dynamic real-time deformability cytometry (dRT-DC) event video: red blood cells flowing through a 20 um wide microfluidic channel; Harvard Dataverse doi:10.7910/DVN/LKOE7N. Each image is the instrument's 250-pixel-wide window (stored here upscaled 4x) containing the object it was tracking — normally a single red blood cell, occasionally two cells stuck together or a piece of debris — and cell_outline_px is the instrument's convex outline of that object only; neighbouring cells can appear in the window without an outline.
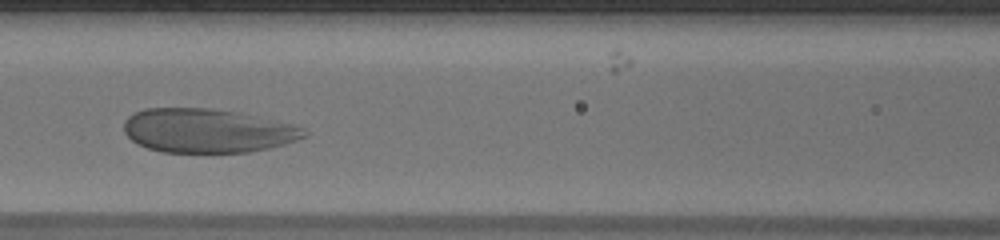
{"species": "human", "species_latin": "Homo sapiens", "temperature_condition": "warm", "stored_images_in_passage": 36, "camera_frame_rate_fps": 3000, "um_per_image_px": 0.085, "donor": {"sex": "male"}, "frame": {"image": 1, "passage_image": 14, "time_ms": 4.333, "image_size_px": [1000, 240], "cell_outline_px": [[308, 132], [304, 136], [296, 140], [284, 144], [268, 148], [248, 152], [160, 152], [148, 148], [132, 140], [124, 132], [124, 120], [128, 116], [144, 108], [208, 108], [236, 112], [292, 124], [304, 128]], "centroid_in_image_um": [17.6, 11.11], "position_along_channel_um": 149.0, "area_um2": 45.89}}
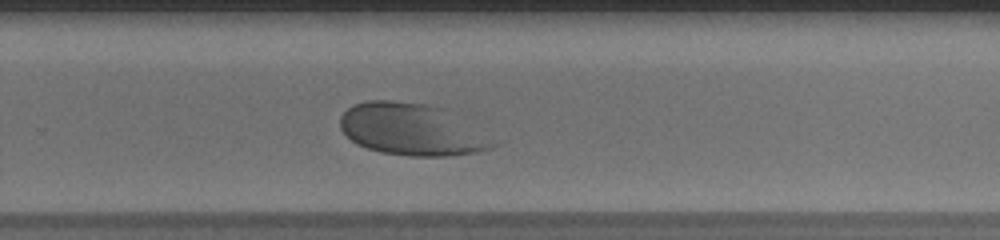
{"frame": {"image": 2, "passage_image": 25, "time_ms": 8.0, "image_size_px": [1000, 240], "cell_outline_px": [[496, 144], [488, 148], [472, 152], [448, 156], [408, 156], [384, 152], [368, 148], [356, 144], [340, 128], [340, 116], [352, 104], [364, 100], [392, 100], [424, 104], [444, 108]], "centroid_in_image_um": [34.86, 10.99], "position_along_channel_um": 294.9, "area_um2": 45.14}}
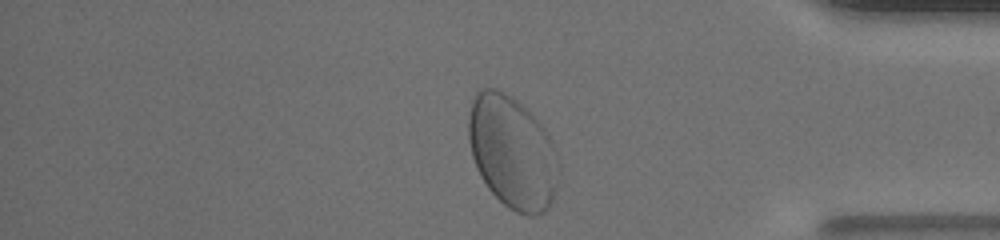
{"frame": {"image": 3, "passage_image": 34, "time_ms": 11.0, "image_size_px": [1000, 240], "cell_outline_px": [[556, 188], [552, 200], [548, 208], [544, 212], [536, 216], [524, 216], [508, 208], [488, 188], [480, 176], [476, 168], [472, 156], [468, 140], [468, 116], [472, 100], [476, 92], [484, 88], [496, 88], [512, 96], [540, 124], [548, 136], [556, 184]], "centroid_in_image_um": [43.45, 12.95], "position_along_channel_um": 391.8, "area_um2": 57.86}}